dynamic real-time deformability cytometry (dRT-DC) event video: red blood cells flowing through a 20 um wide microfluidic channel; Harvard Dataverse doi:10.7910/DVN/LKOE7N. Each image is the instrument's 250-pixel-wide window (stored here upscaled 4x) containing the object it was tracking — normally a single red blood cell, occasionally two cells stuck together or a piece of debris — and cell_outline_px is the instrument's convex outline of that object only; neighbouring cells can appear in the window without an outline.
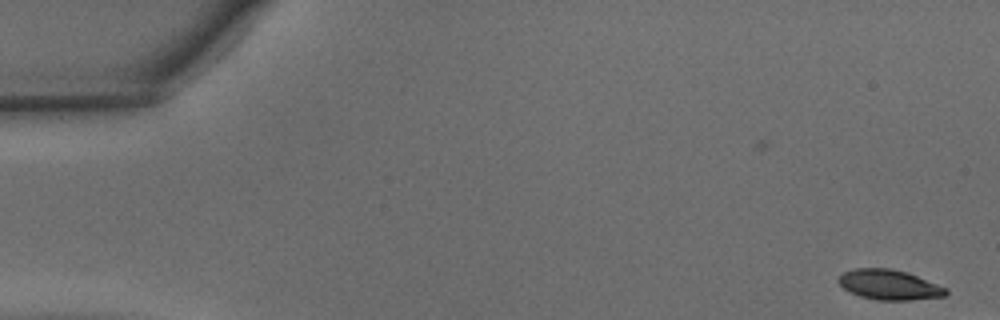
{"species": "common noctule bat (a hibernating species)", "species_latin": "Nyctalus noctula", "temperature_condition": "warm", "stored_images_in_passage": 13, "camera_frame_rate_fps": 3000, "um_per_image_px": 0.085, "animal": {"sex": "male", "body_mass_g": 15.6}, "frame": {"image": 1, "passage_image": 1, "time_ms": 0.0, "image_size_px": [1000, 320], "cell_outline_px": [[948, 292], [944, 296], [908, 300], [876, 300], [860, 296], [844, 288], [836, 280], [844, 272], [852, 268], [888, 268], [908, 272], [948, 288]], "centroid_in_image_um": [75.59, 24.19], "position_along_channel_um": 9.4, "area_um2": 18.79}}